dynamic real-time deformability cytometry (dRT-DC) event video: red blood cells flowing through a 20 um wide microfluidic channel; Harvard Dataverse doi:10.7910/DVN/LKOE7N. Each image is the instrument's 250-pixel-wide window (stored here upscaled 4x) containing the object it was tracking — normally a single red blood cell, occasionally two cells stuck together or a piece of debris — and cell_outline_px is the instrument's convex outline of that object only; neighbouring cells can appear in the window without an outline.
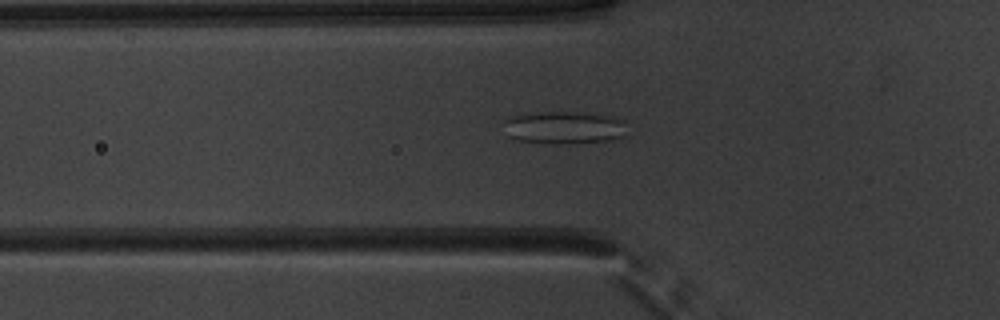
{"species": "common noctule bat (a hibernating species)", "species_latin": "Nyctalus noctula", "temperature_condition": "warm", "stored_images_in_passage": 52, "camera_frame_rate_fps": 3000, "um_per_image_px": 0.085, "animal": {"sex": "male", "body_mass_g": 20.1, "forearm_length_mm": 53.5}, "frame": {"image": 1, "passage_image": 19, "time_ms": 6.0, "image_size_px": [1000, 320], "cell_outline_px": [[624, 136], [612, 140], [568, 144], [556, 144], [516, 140], [508, 136], [500, 124], [504, 120], [512, 116], [544, 112], [572, 112], [612, 116], [624, 120]], "centroid_in_image_um": [47.9, 10.86], "position_along_channel_um": 77.9, "area_um2": 23.58}}
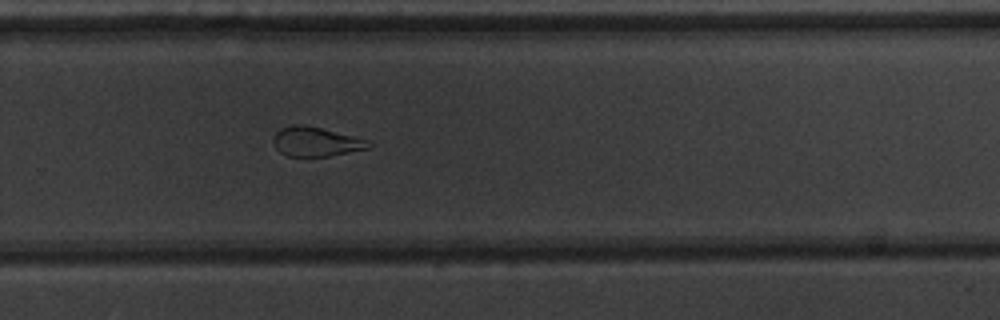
{"frame": {"image": 2, "passage_image": 36, "time_ms": 11.667, "image_size_px": [1000, 320], "cell_outline_px": [[372, 144], [368, 148], [328, 156], [288, 156], [280, 152], [276, 148], [272, 140], [272, 136], [280, 128], [292, 124], [304, 124], [368, 140]], "centroid_in_image_um": [26.79, 12.03], "position_along_channel_um": 303.0, "area_um2": 16.18}}
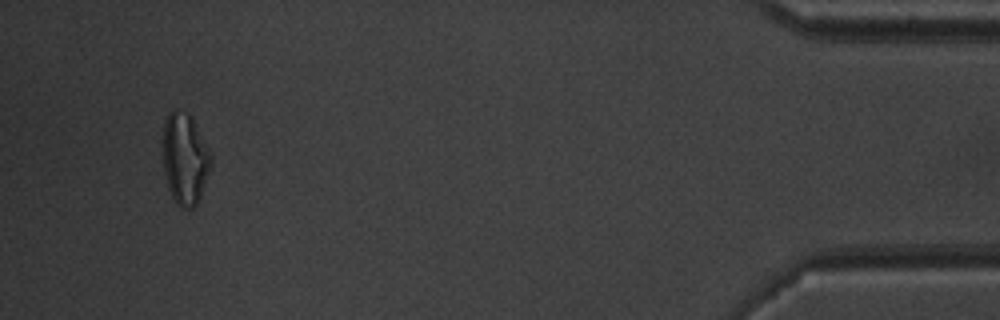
{"frame": {"image": 3, "passage_image": 50, "time_ms": 16.333, "image_size_px": [1000, 320], "cell_outline_px": [[212, 164], [200, 196], [196, 204], [192, 208], [180, 208], [176, 204], [168, 188], [164, 172], [160, 152], [160, 140], [164, 120], [168, 112], [176, 108], [188, 112], [192, 116], [212, 156]], "centroid_in_image_um": [15.66, 13.43], "position_along_channel_um": 419.5, "area_um2": 26.59}, "authors_computed_cell_mechanics": {"area_um2": 22.3397, "velocity_mm_per_s": 3.958, "shape_relaxation_time_tau1_ms": null, "shape_relaxation_time_tau2_ms": 2.1, "deformation_change_tau1": null, "deformation_change_tau2": 0.1092}}